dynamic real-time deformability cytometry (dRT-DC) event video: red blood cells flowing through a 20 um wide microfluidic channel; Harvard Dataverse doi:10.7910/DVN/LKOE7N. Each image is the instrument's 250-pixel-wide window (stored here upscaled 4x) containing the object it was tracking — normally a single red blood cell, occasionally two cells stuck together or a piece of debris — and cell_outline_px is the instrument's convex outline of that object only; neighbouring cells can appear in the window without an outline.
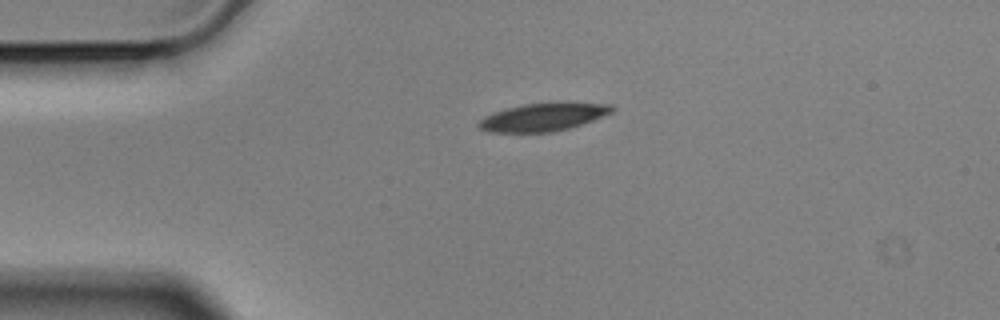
{"species": "Egyptian fruit bat (a non-hibernating species)", "species_latin": "Rousettus aegyptiacus", "temperature_condition": "cold", "stored_images_in_passage": 45, "camera_frame_rate_fps": 3000, "um_per_image_px": 0.085, "animal": {"sex": "male"}, "frame": {"image": 1, "passage_image": 1, "time_ms": 0.0, "image_size_px": [1000, 320], "cell_outline_px": [[616, 108], [612, 112], [592, 120], [568, 128], [552, 132], [488, 132], [480, 128], [476, 124], [484, 116], [492, 112], [504, 108], [524, 104], [556, 100], [568, 100], [612, 104]], "centroid_in_image_um": [46.21, 9.89], "position_along_channel_um": 38.8, "area_um2": 22.54}}
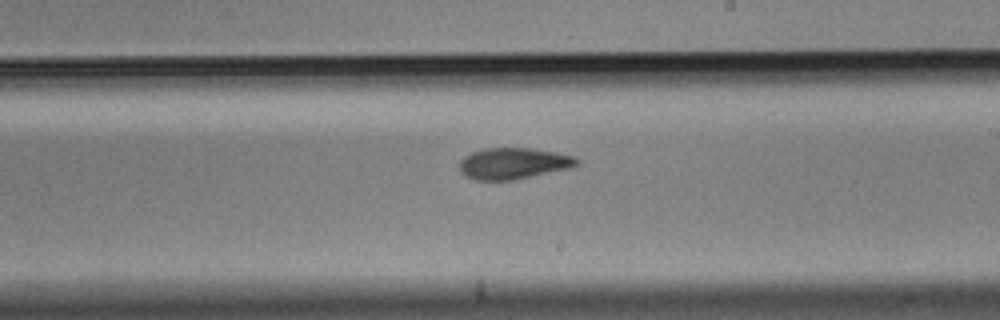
{"frame": {"image": 2, "passage_image": 21, "time_ms": 6.667, "image_size_px": [1000, 320], "cell_outline_px": [[580, 164], [572, 168], [516, 180], [476, 180], [460, 172], [460, 160], [464, 156], [472, 152], [484, 148], [532, 148], [556, 152], [576, 156], [580, 160]], "centroid_in_image_um": [43.71, 13.89], "position_along_channel_um": 245.3, "area_um2": 21.73}}
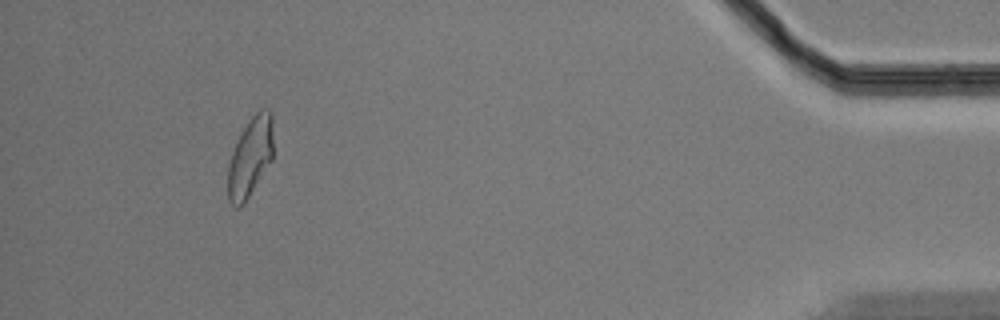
{"frame": {"image": 3, "passage_image": 41, "time_ms": 13.333, "image_size_px": [1000, 320], "cell_outline_px": [[272, 160], [244, 204], [240, 208], [236, 208], [228, 200], [228, 164], [232, 152], [248, 120], [260, 108], [268, 108], [272, 112]], "centroid_in_image_um": [21.27, 13.36], "position_along_channel_um": 413.9, "area_um2": 20.98}, "authors_computed_cell_mechanics": {"area_um2": 21.964, "velocity_mm_per_s": 3.5062, "shape_relaxation_time_tau1_ms": 5.0612, "shape_relaxation_time_tau2_ms": 4.0422, "deformation_change_tau1": 0.1471, "deformation_change_tau2": 0.1046}}